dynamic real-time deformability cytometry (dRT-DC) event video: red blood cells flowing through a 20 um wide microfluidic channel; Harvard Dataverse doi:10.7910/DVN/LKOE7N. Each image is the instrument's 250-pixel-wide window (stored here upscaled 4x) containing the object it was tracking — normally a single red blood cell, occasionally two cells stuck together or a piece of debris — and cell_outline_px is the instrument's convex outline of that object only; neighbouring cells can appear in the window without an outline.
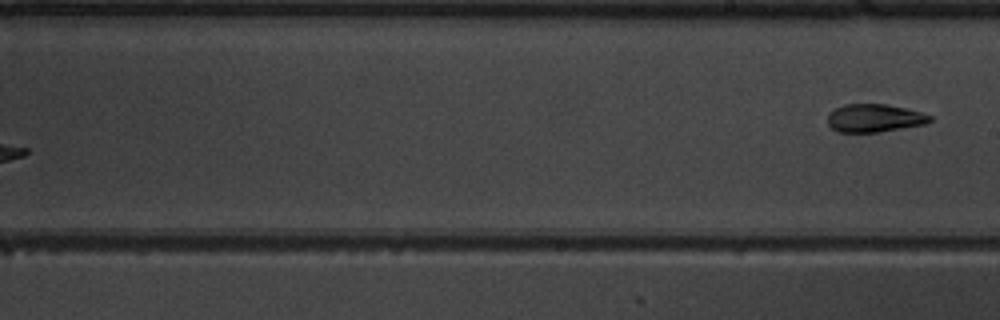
{"species": "common noctule bat (a hibernating species)", "species_latin": "Nyctalus noctula", "temperature_condition": "warm", "stored_images_in_passage": 9, "segment_of_instrument_passage": [2, 2], "camera_frame_rate_fps": 3000, "um_per_image_px": 0.085, "animal": {"sex": "male", "body_mass_g": 19.5, "forearm_length_mm": 54.6}, "frame": {"image": 1, "passage_image": 9, "time_ms": 9.667, "image_size_px": [1000, 320], "cell_outline_px": [[932, 120], [924, 124], [880, 132], [840, 132], [832, 128], [828, 124], [828, 112], [844, 104], [888, 104], [920, 112], [932, 116]], "centroid_in_image_um": [74.3, 10.03], "position_along_channel_um": 214.7, "area_um2": 16.65}}